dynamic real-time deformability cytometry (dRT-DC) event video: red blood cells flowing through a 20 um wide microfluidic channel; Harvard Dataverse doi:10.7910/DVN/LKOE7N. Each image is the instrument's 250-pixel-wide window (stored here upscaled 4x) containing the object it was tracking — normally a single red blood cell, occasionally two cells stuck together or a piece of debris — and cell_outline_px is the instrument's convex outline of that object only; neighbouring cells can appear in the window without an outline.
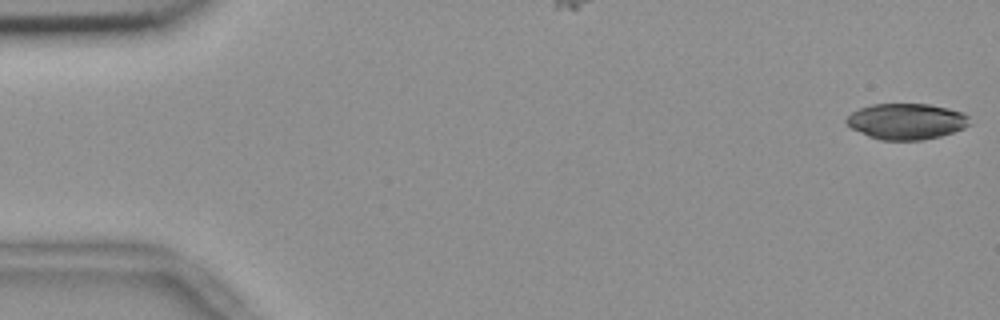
{"species": "common noctule bat (a hibernating species)", "species_latin": "Nyctalus noctula", "temperature_condition": "room temperature", "stored_images_in_passage": 15, "camera_frame_rate_fps": 3000, "um_per_image_px": 0.085, "animal": {"sex": "female", "body_mass_g": 18.4}, "frame": {"image": 1, "passage_image": 1, "time_ms": 0.0, "image_size_px": [1000, 320], "cell_outline_px": [[972, 124], [964, 128], [940, 136], [920, 140], [880, 140], [868, 136], [852, 128], [844, 120], [852, 112], [860, 108], [872, 104], [928, 104], [948, 108], [964, 112], [968, 116]], "centroid_in_image_um": [77.07, 10.31], "position_along_channel_um": 7.9, "area_um2": 25.84}}